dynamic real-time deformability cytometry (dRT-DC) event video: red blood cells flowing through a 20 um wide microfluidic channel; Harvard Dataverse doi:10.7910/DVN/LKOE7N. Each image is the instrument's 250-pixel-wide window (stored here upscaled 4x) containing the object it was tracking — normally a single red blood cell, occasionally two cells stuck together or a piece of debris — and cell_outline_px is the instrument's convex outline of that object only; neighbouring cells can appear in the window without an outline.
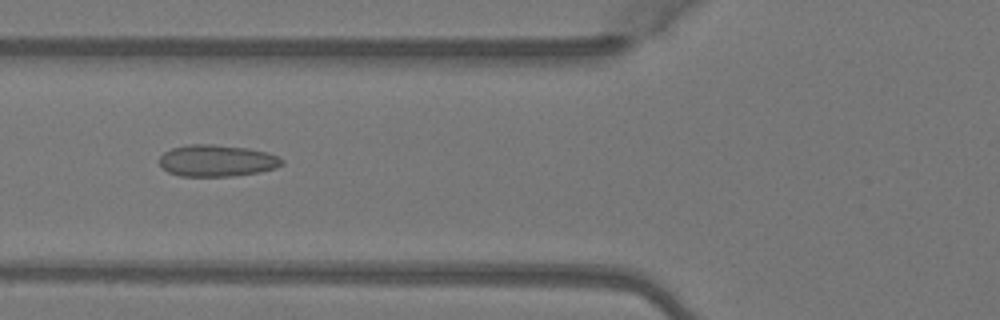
{"species": "Egyptian fruit bat (a non-hibernating species)", "species_latin": "Rousettus aegyptiacus", "temperature_condition": "warm", "stored_images_in_passage": 4, "camera_frame_rate_fps": 3000, "um_per_image_px": 0.085, "animal": {"sex": "female"}, "frame": {"image": 1, "passage_image": 4, "time_ms": 1.0, "image_size_px": [1000, 320], "cell_outline_px": [[284, 164], [276, 168], [260, 172], [236, 176], [180, 176], [168, 172], [160, 164], [160, 156], [164, 152], [172, 148], [188, 144], [212, 144], [248, 148], [268, 152], [284, 160]], "centroid_in_image_um": [18.46, 13.66], "position_along_channel_um": 107.3, "area_um2": 22.77}}